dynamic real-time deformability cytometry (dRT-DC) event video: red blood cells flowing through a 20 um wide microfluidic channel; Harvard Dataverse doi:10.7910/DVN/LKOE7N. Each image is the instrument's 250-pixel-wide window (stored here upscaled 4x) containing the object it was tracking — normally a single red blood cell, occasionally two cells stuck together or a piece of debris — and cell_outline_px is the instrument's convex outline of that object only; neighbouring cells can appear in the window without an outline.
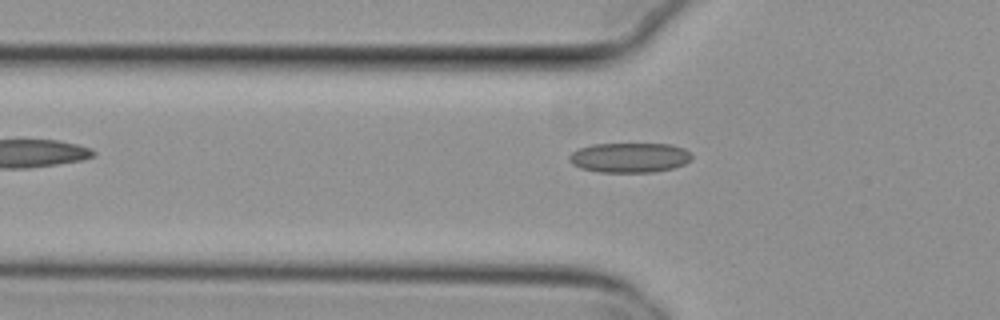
{"species": "common noctule bat (a hibernating species)", "species_latin": "Nyctalus noctula", "temperature_condition": "cold", "stored_images_in_passage": 2, "camera_frame_rate_fps": 3000, "um_per_image_px": 0.085, "animal": {"sex": "female", "body_mass_g": 29.2, "forearm_length_mm": 56.3}, "frame": {"image": 1, "passage_image": 2, "time_ms": 0.333, "image_size_px": [1000, 320], "cell_outline_px": [[692, 156], [684, 164], [672, 168], [652, 172], [600, 172], [580, 168], [572, 164], [568, 160], [568, 156], [576, 148], [592, 144], [672, 144], [684, 148]], "centroid_in_image_um": [53.45, 13.39], "position_along_channel_um": 72.3, "area_um2": 21.33}}